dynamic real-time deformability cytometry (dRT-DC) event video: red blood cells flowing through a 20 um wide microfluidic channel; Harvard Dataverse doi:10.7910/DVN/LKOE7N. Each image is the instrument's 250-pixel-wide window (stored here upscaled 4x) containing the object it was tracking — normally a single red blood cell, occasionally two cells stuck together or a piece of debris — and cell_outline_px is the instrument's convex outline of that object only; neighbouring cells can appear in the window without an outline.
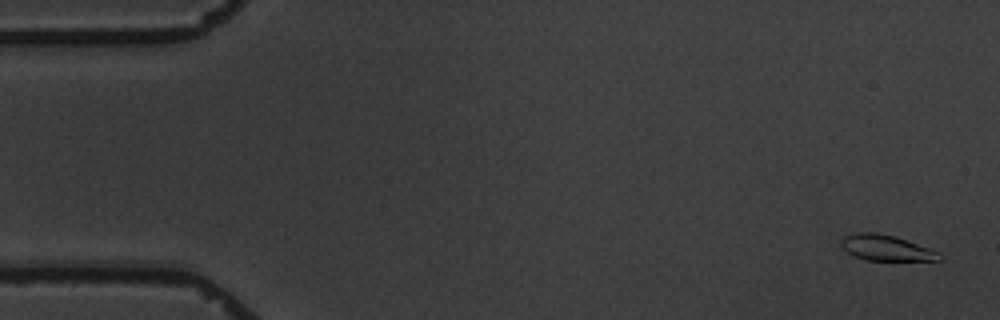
{"species": "common noctule bat (a hibernating species)", "species_latin": "Nyctalus noctula", "temperature_condition": "warm", "stored_images_in_passage": 5, "camera_frame_rate_fps": 3000, "um_per_image_px": 0.085, "animal": {"sex": "male", "body_mass_g": 19.5, "forearm_length_mm": 54.6}, "frame": {"image": 1, "passage_image": 1, "time_ms": 0.0, "image_size_px": [1000, 320], "cell_outline_px": [[944, 256], [940, 260], [864, 260], [852, 256], [840, 244], [840, 240], [844, 236], [856, 232], [876, 232], [896, 236], [940, 252]], "centroid_in_image_um": [75.31, 21.06], "position_along_channel_um": 9.7, "area_um2": 14.85}}